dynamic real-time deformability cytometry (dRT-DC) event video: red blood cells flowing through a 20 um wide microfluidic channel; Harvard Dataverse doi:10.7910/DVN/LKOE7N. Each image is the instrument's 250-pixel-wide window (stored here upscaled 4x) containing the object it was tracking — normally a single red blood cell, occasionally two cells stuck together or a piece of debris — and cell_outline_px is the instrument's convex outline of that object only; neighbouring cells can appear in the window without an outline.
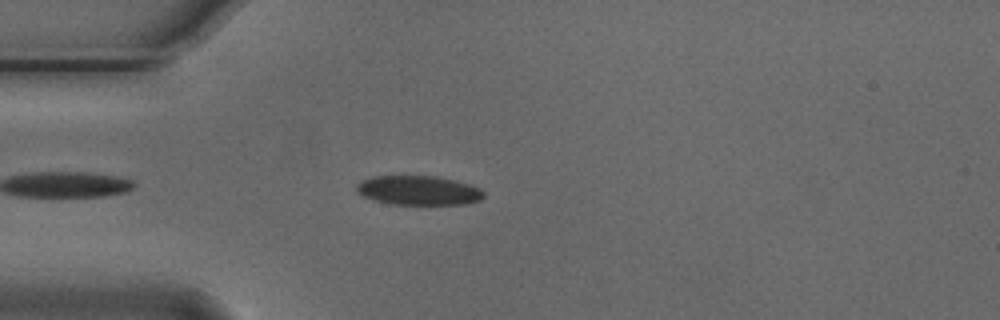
{"species": "Egyptian fruit bat (a non-hibernating species)", "species_latin": "Rousettus aegyptiacus", "temperature_condition": "cold", "stored_images_in_passage": 29, "camera_frame_rate_fps": 3000, "um_per_image_px": 0.085, "animal": {"sex": "male"}, "frame": {"image": 1, "passage_image": 5, "time_ms": 1.333, "image_size_px": [1000, 320], "cell_outline_px": [[484, 196], [480, 200], [468, 204], [388, 204], [364, 196], [356, 192], [356, 184], [372, 176], [436, 176], [456, 180], [480, 188], [484, 192]], "centroid_in_image_um": [35.59, 16.18], "position_along_channel_um": 49.4, "area_um2": 21.73}}
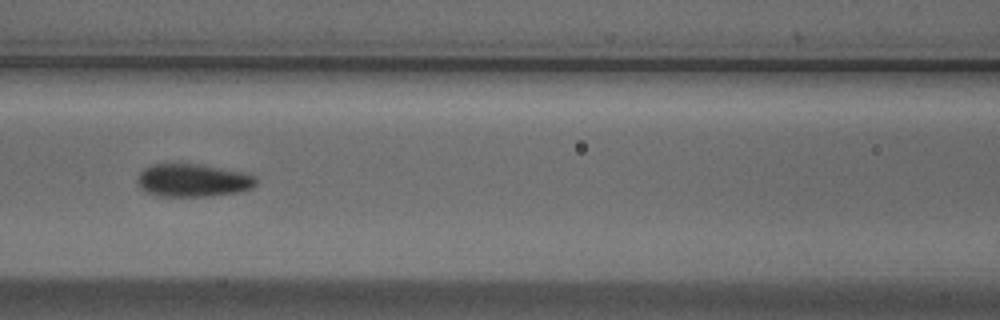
{"frame": {"image": 2, "passage_image": 14, "time_ms": 4.333, "image_size_px": [1000, 320], "cell_outline_px": [[256, 184], [252, 188], [236, 192], [212, 196], [160, 196], [148, 192], [140, 188], [136, 184], [136, 180], [140, 172], [144, 168], [152, 164], [192, 164], [248, 172], [256, 176]], "centroid_in_image_um": [16.4, 15.33], "position_along_channel_um": 150.2, "area_um2": 22.77}}
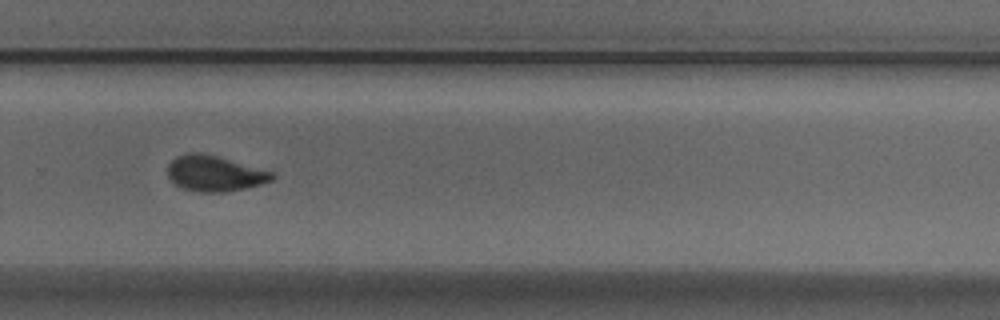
{"frame": {"image": 3, "passage_image": 27, "time_ms": 8.667, "image_size_px": [1000, 320], "cell_outline_px": [[276, 176], [272, 180], [260, 184], [244, 188], [224, 192], [200, 192], [180, 188], [168, 176], [168, 164], [176, 156], [188, 152], [196, 152], [216, 156], [276, 172]], "centroid_in_image_um": [18.25, 14.74], "position_along_channel_um": 311.5, "area_um2": 21.68}}